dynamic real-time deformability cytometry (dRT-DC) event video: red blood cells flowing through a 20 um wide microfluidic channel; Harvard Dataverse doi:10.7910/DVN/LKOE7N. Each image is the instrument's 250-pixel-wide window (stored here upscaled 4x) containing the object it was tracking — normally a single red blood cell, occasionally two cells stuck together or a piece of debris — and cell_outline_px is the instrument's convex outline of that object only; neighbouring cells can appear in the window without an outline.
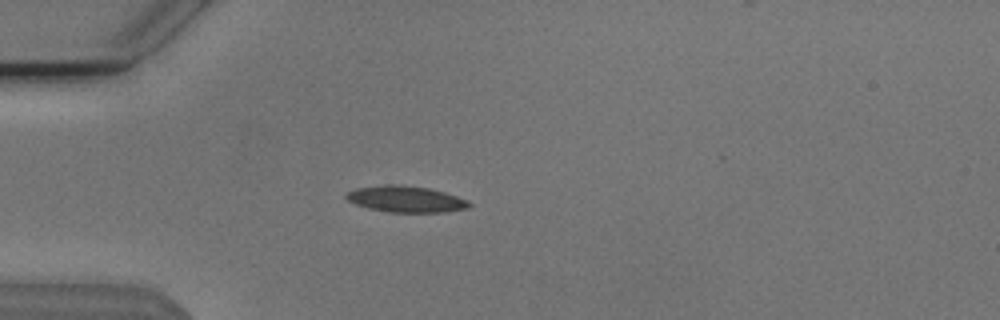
{"species": "Egyptian fruit bat (a non-hibernating species)", "species_latin": "Rousettus aegyptiacus", "temperature_condition": "cold", "stored_images_in_passage": 4, "camera_frame_rate_fps": 3000, "um_per_image_px": 0.085, "animal": {"sex": "male"}, "frame": {"image": 1, "passage_image": 3, "time_ms": 0.667, "image_size_px": [1000, 320], "cell_outline_px": [[472, 204], [468, 208], [444, 212], [388, 212], [368, 208], [356, 204], [348, 200], [344, 196], [348, 192], [356, 188], [384, 184], [396, 184], [428, 188], [444, 192], [468, 200]], "centroid_in_image_um": [34.49, 16.92], "position_along_channel_um": 50.5, "area_um2": 18.79}}